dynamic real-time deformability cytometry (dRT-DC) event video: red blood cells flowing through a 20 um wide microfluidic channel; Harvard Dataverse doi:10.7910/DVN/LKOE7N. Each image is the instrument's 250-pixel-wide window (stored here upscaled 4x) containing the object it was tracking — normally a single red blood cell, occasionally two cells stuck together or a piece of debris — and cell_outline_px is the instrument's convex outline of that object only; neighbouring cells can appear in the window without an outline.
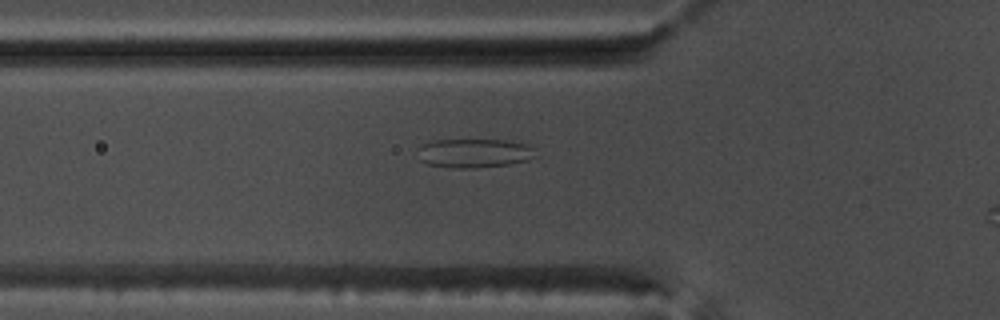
{"species": "common noctule bat (a hibernating species)", "species_latin": "Nyctalus noctula", "temperature_condition": "warm", "stored_images_in_passage": 47, "camera_frame_rate_fps": 3000, "um_per_image_px": 0.085, "animal": {"sex": "male", "body_mass_g": 17.5, "forearm_length_mm": 52.3}, "frame": {"image": 1, "passage_image": 18, "time_ms": 5.667, "image_size_px": [1000, 320], "cell_outline_px": [[536, 156], [528, 160], [508, 164], [464, 168], [460, 168], [428, 164], [420, 160], [416, 148], [420, 144], [432, 140], [508, 140], [524, 144], [532, 148]], "centroid_in_image_um": [40.24, 13.0], "position_along_channel_um": 85.6, "area_um2": 19.71}}
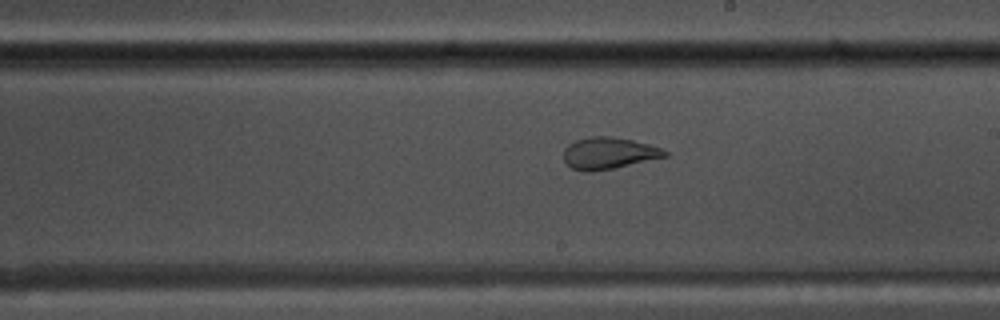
{"frame": {"image": 2, "passage_image": 30, "time_ms": 9.667, "image_size_px": [1000, 320], "cell_outline_px": [[668, 156], [612, 168], [592, 172], [584, 172], [572, 168], [564, 160], [564, 148], [568, 144], [576, 140], [588, 136], [612, 136], [632, 140], [648, 144], [660, 148], [668, 152]], "centroid_in_image_um": [51.71, 13.01], "position_along_channel_um": 237.3, "area_um2": 18.61}}
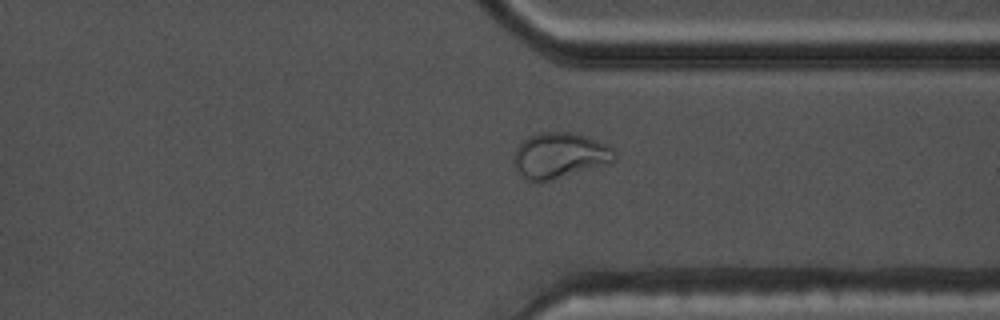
{"frame": {"image": 3, "passage_image": 40, "time_ms": 13.0, "image_size_px": [1000, 320], "cell_outline_px": [[616, 160], [552, 180], [536, 184], [520, 176], [512, 160], [512, 156], [516, 148], [528, 136], [540, 132], [572, 132], [596, 140], [612, 148], [616, 152]], "centroid_in_image_um": [47.5, 13.23], "position_along_channel_um": 363.9, "area_um2": 26.76}}